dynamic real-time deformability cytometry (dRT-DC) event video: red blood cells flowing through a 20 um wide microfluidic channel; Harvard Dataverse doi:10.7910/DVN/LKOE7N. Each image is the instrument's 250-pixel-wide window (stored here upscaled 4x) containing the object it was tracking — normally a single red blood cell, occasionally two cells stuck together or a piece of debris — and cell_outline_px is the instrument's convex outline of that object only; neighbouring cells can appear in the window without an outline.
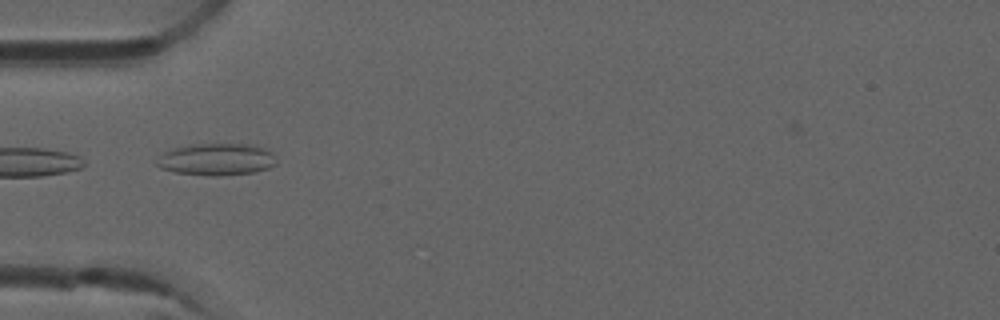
{"species": "common noctule bat (a hibernating species)", "species_latin": "Nyctalus noctula", "temperature_condition": "room temperature", "stored_images_in_passage": 7, "camera_frame_rate_fps": 3000, "um_per_image_px": 0.085, "animal": {"sex": "male", "forearm_length_mm": 52.5}, "frame": {"image": 1, "passage_image": 5, "time_ms": 1.333, "image_size_px": [1000, 320], "cell_outline_px": [[276, 164], [268, 168], [256, 172], [216, 176], [212, 176], [176, 172], [160, 168], [156, 164], [160, 156], [164, 152], [188, 144], [248, 144], [264, 148], [272, 152]], "centroid_in_image_um": [18.42, 13.55], "position_along_channel_um": 66.6, "area_um2": 22.14}}
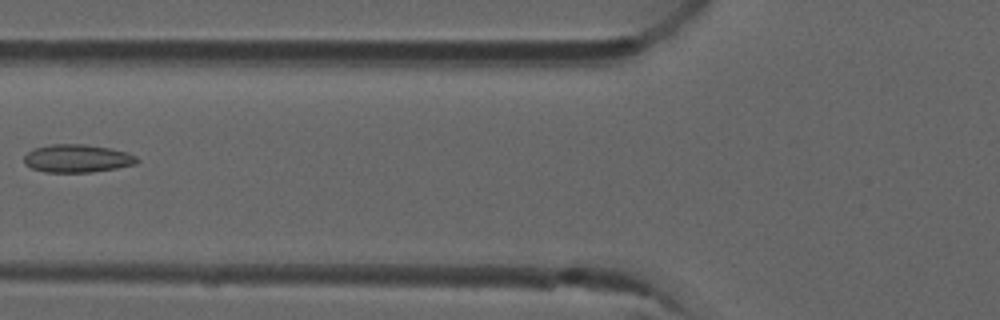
{"frame": {"image": 2, "passage_image": 6, "time_ms": 1.667, "image_size_px": [1000, 320], "cell_outline_px": [[140, 160], [136, 164], [116, 168], [92, 172], [44, 172], [32, 168], [24, 164], [24, 156], [28, 152], [36, 148], [52, 144], [84, 144], [112, 148], [128, 152], [136, 156]], "centroid_in_image_um": [6.6, 13.46], "position_along_channel_um": 119.2, "area_um2": 18.5}}
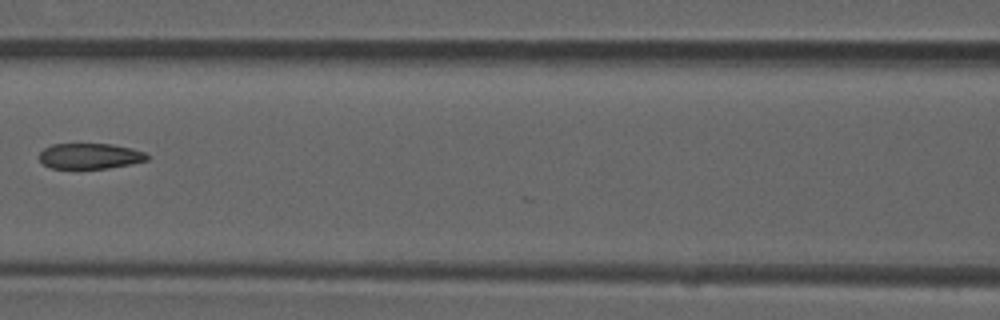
{"frame": {"image": 3, "passage_image": 7, "time_ms": 2.0, "image_size_px": [1000, 320], "cell_outline_px": [[148, 160], [132, 164], [108, 168], [52, 168], [44, 164], [40, 160], [40, 152], [44, 148], [52, 144], [112, 144], [132, 148], [144, 152], [148, 156]], "centroid_in_image_um": [7.66, 13.26], "position_along_channel_um": 158.9, "area_um2": 16.01}}